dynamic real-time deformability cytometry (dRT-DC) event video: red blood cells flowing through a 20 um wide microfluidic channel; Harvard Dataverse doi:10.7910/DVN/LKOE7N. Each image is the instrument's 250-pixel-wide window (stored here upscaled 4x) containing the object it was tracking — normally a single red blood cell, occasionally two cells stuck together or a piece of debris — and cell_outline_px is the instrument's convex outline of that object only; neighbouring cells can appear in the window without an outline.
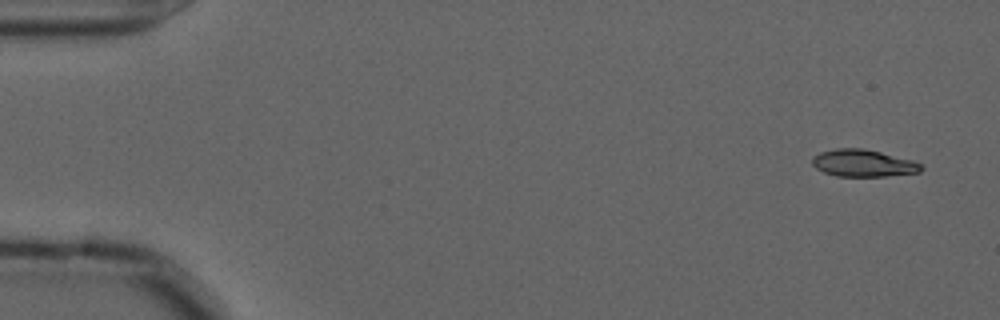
{"species": "common noctule bat (a hibernating species)", "species_latin": "Nyctalus noctula", "temperature_condition": "cold", "stored_images_in_passage": 54, "camera_frame_rate_fps": 3000, "um_per_image_px": 0.085, "animal": {"sex": "male", "forearm_length_mm": 52.5}, "frame": {"image": 1, "passage_image": 1, "time_ms": 0.0, "image_size_px": [1000, 320], "cell_outline_px": [[924, 168], [920, 172], [884, 176], [836, 176], [824, 172], [816, 168], [812, 164], [812, 156], [820, 152], [836, 148], [864, 148], [912, 160], [920, 164]], "centroid_in_image_um": [73.34, 13.86], "position_along_channel_um": 11.7, "area_um2": 17.17}}
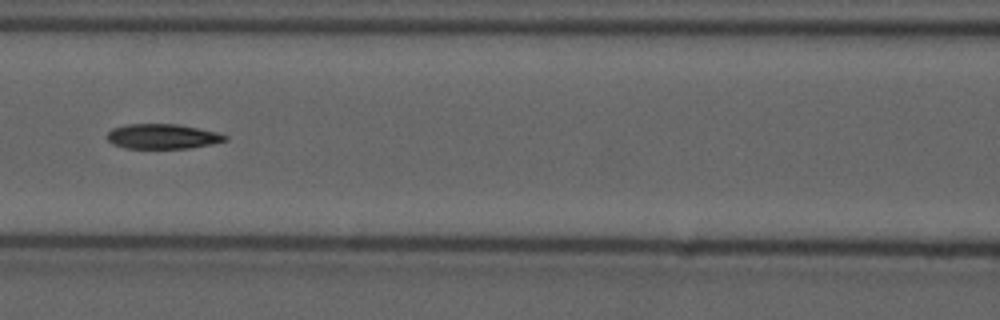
{"frame": {"image": 2, "passage_image": 23, "time_ms": 7.333, "image_size_px": [1000, 320], "cell_outline_px": [[228, 140], [212, 144], [188, 148], [124, 148], [112, 144], [104, 136], [112, 128], [128, 124], [176, 124], [216, 132], [228, 136]], "centroid_in_image_um": [13.77, 11.6], "position_along_channel_um": 152.8, "area_um2": 17.11}}
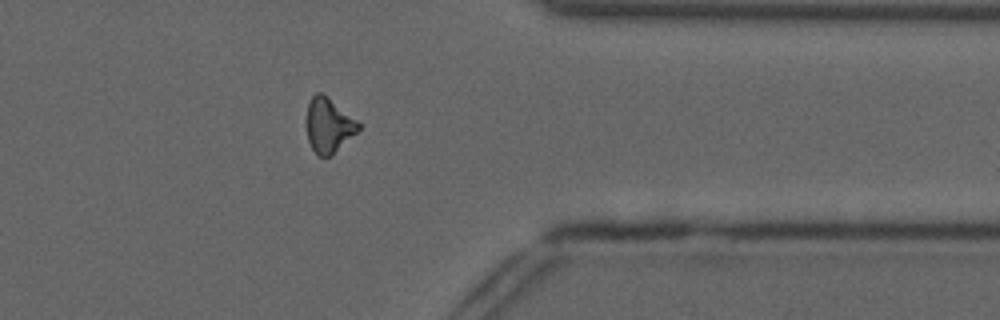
{"frame": {"image": 3, "passage_image": 43, "time_ms": 14.0, "image_size_px": [1000, 320], "cell_outline_px": [[360, 128], [356, 132], [328, 156], [316, 156], [308, 140], [308, 104], [312, 96], [316, 92], [320, 92], [356, 120], [360, 124]], "centroid_in_image_um": [27.91, 10.65], "position_along_channel_um": 383.5, "area_um2": 15.61}, "authors_computed_cell_mechanics": {"area_um2": 17.2533, "velocity_mm_per_s": 3.6354, "shape_relaxation_time_tau1_ms": 11.135, "shape_relaxation_time_tau2_ms": 10.8764, "deformation_change_tau1": 0.2308, "deformation_change_tau2": 0.1862}}